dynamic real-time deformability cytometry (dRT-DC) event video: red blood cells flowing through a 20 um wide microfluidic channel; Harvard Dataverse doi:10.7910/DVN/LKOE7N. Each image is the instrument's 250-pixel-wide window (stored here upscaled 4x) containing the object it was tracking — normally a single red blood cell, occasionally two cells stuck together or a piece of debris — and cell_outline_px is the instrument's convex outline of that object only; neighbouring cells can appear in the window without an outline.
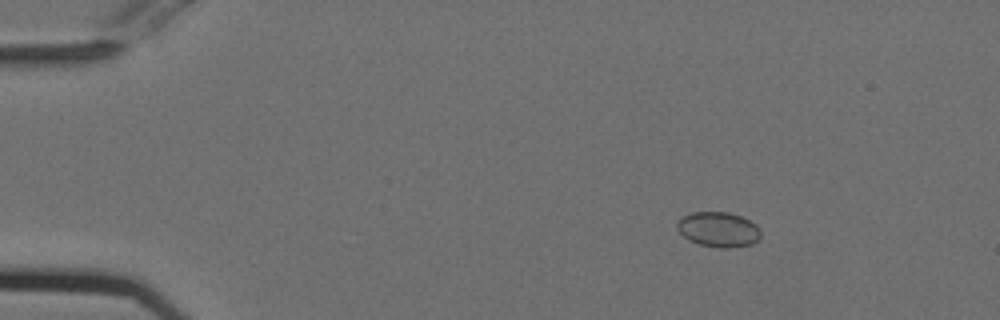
{"species": "Egyptian fruit bat (a non-hibernating species)", "species_latin": "Rousettus aegyptiacus", "temperature_condition": "cold", "stored_images_in_passage": 52, "camera_frame_rate_fps": 3000, "um_per_image_px": 0.085, "animal": {"sex": "female"}, "frame": {"image": 1, "passage_image": 5, "time_ms": 1.333, "image_size_px": [1000, 320], "cell_outline_px": [[760, 236], [752, 244], [728, 248], [716, 248], [700, 244], [688, 240], [676, 228], [676, 224], [684, 216], [692, 212], [728, 212], [740, 216], [756, 224], [760, 228]], "centroid_in_image_um": [61.06, 19.51], "position_along_channel_um": 23.9, "area_um2": 16.99}}
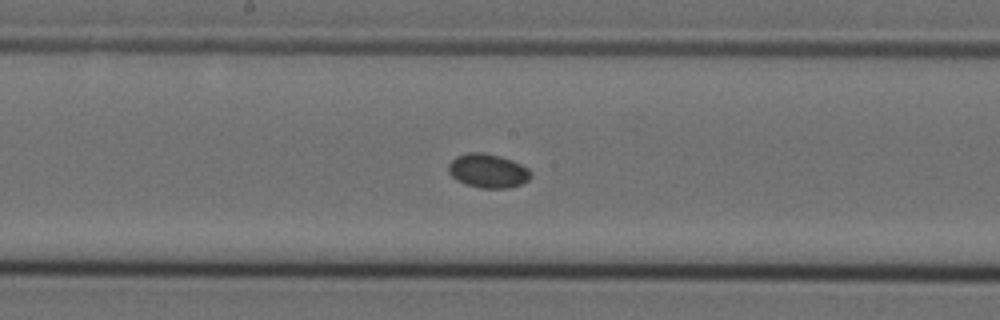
{"frame": {"image": 2, "passage_image": 26, "time_ms": 8.333, "image_size_px": [1000, 320], "cell_outline_px": [[532, 176], [528, 180], [520, 184], [508, 188], [480, 188], [464, 184], [456, 180], [448, 172], [448, 164], [456, 156], [468, 152], [484, 152], [500, 156], [512, 160], [528, 168], [532, 172]], "centroid_in_image_um": [41.46, 14.52], "position_along_channel_um": 206.7, "area_um2": 16.47}}
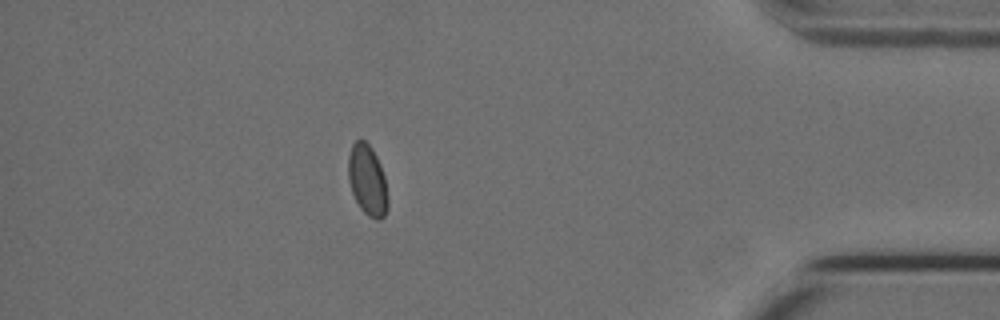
{"frame": {"image": 3, "passage_image": 45, "time_ms": 14.667, "image_size_px": [1000, 320], "cell_outline_px": [[388, 208], [384, 216], [380, 220], [376, 220], [368, 216], [360, 208], [352, 192], [348, 180], [348, 156], [352, 144], [356, 140], [364, 140], [372, 148], [380, 164], [384, 176], [388, 196]], "centroid_in_image_um": [31.23, 15.33], "position_along_channel_um": 404.0, "area_um2": 16.42}}